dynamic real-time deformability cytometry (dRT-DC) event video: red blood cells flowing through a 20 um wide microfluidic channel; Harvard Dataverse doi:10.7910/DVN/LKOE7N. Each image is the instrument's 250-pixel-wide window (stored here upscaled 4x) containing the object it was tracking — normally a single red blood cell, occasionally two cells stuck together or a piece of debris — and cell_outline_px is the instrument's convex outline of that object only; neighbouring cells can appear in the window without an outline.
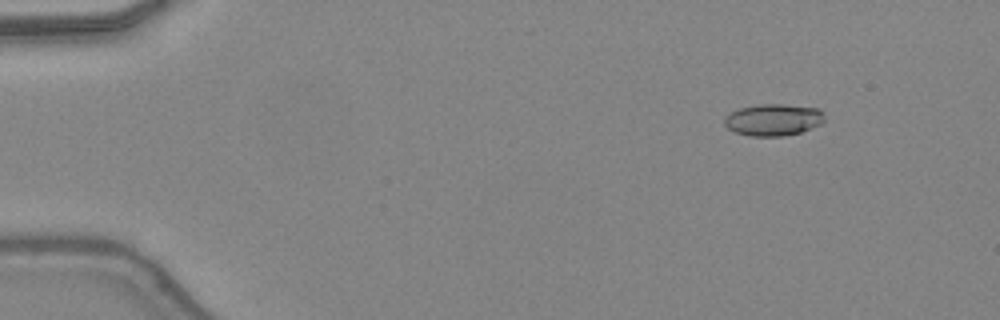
{"species": "common noctule bat (a hibernating species)", "species_latin": "Nyctalus noctula", "temperature_condition": "warm", "stored_images_in_passage": 48, "camera_frame_rate_fps": 3000, "um_per_image_px": 0.085, "animal": {"sex": "female", "body_mass_g": 24.6, "forearm_length_mm": 56.2}, "frame": {"image": 1, "passage_image": 6, "time_ms": 1.667, "image_size_px": [1000, 320], "cell_outline_px": [[824, 120], [820, 124], [800, 132], [784, 136], [748, 136], [736, 132], [728, 128], [724, 124], [724, 116], [740, 108], [756, 104], [784, 104], [816, 108], [824, 112]], "centroid_in_image_um": [65.71, 10.18], "position_along_channel_um": 19.3, "area_um2": 18.55}}
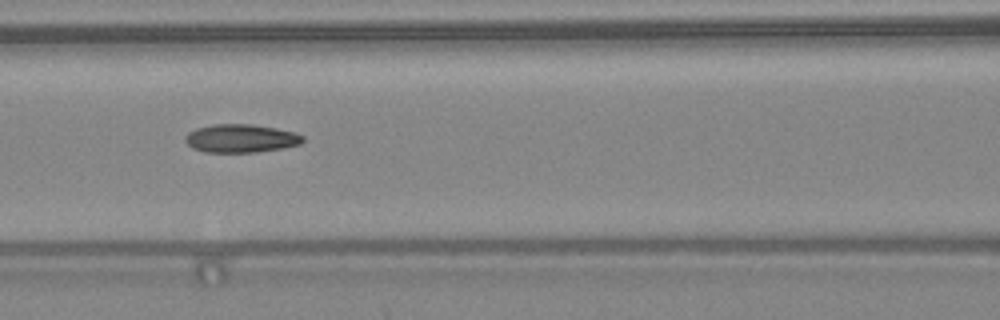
{"frame": {"image": 2, "passage_image": 22, "time_ms": 7.0, "image_size_px": [1000, 320], "cell_outline_px": [[304, 140], [300, 144], [284, 148], [256, 152], [204, 152], [192, 148], [184, 140], [184, 136], [188, 132], [196, 128], [216, 124], [252, 124], [276, 128], [292, 132], [304, 136]], "centroid_in_image_um": [20.45, 11.76], "position_along_channel_um": 146.1, "area_um2": 19.42}}
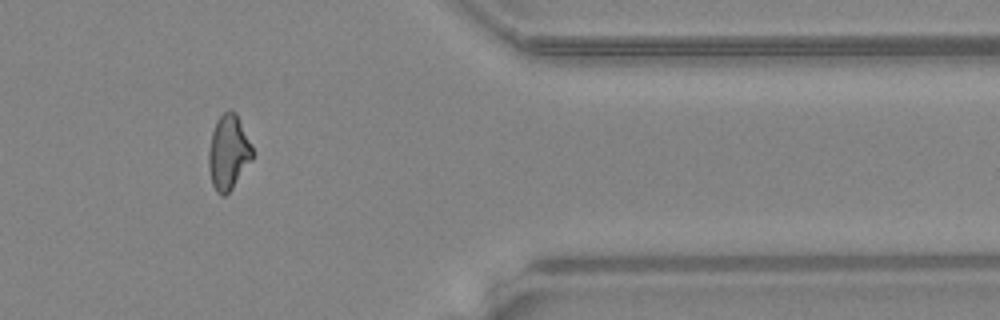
{"frame": {"image": 3, "passage_image": 40, "time_ms": 13.0, "image_size_px": [1000, 320], "cell_outline_px": [[256, 152], [252, 160], [232, 188], [224, 196], [220, 196], [216, 192], [212, 184], [208, 168], [208, 152], [212, 132], [216, 120], [228, 108], [236, 112]], "centroid_in_image_um": [19.43, 12.93], "position_along_channel_um": 392.0, "area_um2": 19.48}, "authors_computed_cell_mechanics": {"area_um2": 19.1607, "velocity_mm_per_s": 4.4345, "shape_relaxation_time_tau1_ms": null, "shape_relaxation_time_tau2_ms": 2.4395, "deformation_change_tau1": null, "deformation_change_tau2": 0.0917}}